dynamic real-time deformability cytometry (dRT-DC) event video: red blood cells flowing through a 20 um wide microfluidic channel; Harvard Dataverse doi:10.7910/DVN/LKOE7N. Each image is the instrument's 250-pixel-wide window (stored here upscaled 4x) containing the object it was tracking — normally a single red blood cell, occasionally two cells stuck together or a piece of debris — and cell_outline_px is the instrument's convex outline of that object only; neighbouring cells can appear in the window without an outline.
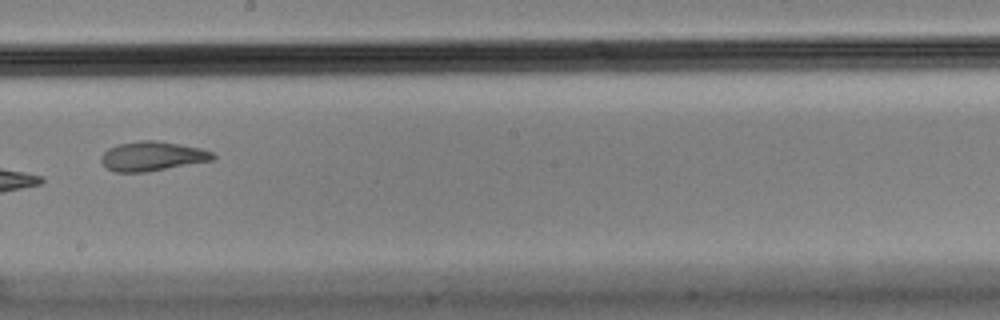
{"species": "Egyptian fruit bat (a non-hibernating species)", "species_latin": "Rousettus aegyptiacus", "temperature_condition": "cold", "stored_images_in_passage": 8, "camera_frame_rate_fps": 3000, "um_per_image_px": 0.085, "animal": {"sex": "male"}, "frame": {"image": 1, "passage_image": 8, "time_ms": 2.333, "image_size_px": [1000, 320], "cell_outline_px": [[216, 156], [212, 160], [144, 172], [116, 172], [108, 168], [100, 160], [100, 156], [108, 148], [116, 144], [140, 140], [156, 140], [180, 144], [200, 148], [212, 152]], "centroid_in_image_um": [12.91, 13.26], "position_along_channel_um": 235.3, "area_um2": 19.02}}